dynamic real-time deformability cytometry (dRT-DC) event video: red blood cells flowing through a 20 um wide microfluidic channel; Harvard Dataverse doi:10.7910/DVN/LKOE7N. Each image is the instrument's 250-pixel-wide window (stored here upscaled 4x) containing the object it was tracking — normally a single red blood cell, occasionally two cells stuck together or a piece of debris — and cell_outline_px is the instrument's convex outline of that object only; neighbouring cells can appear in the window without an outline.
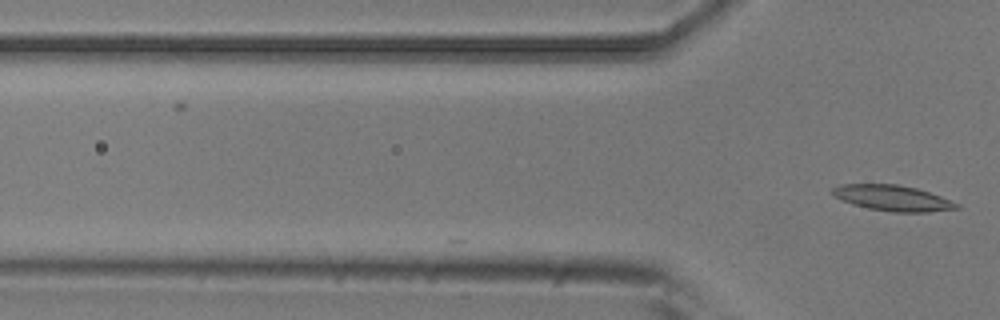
{"species": "common noctule bat (a hibernating species)", "species_latin": "Nyctalus noctula", "temperature_condition": "room temperature", "stored_images_in_passage": 4, "camera_frame_rate_fps": 3000, "um_per_image_px": 0.085, "animal": {"sex": "male", "body_mass_g": 20.5, "forearm_length_mm": 52.5}, "frame": {"image": 1, "passage_image": 4, "time_ms": 1.0, "image_size_px": [1000, 320], "cell_outline_px": [[960, 208], [928, 212], [892, 212], [868, 208], [852, 204], [836, 196], [832, 192], [832, 188], [840, 184], [896, 184], [916, 188], [940, 196], [960, 204]], "centroid_in_image_um": [75.9, 16.83], "position_along_channel_um": 49.9, "area_um2": 18.38}}